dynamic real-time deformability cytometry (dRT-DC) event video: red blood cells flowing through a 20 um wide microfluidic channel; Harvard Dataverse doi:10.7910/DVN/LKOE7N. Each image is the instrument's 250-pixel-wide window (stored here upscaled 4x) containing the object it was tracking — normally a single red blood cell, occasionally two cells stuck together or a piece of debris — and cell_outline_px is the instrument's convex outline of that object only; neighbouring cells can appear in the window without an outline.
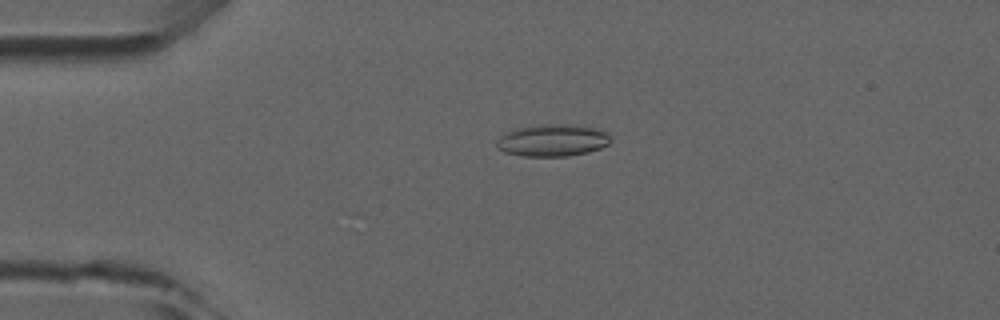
{"species": "common noctule bat (a hibernating species)", "species_latin": "Nyctalus noctula", "temperature_condition": "room temperature", "stored_images_in_passage": 8, "camera_frame_rate_fps": 3000, "um_per_image_px": 0.085, "animal": {"sex": "male", "forearm_length_mm": 52.5}, "frame": {"image": 1, "passage_image": 3, "time_ms": 3.0, "image_size_px": [1000, 320], "cell_outline_px": [[612, 140], [608, 144], [600, 148], [588, 152], [568, 156], [524, 156], [504, 152], [496, 148], [496, 140], [500, 136], [508, 132], [520, 128], [548, 124], [564, 124], [596, 128], [608, 132]], "centroid_in_image_um": [46.99, 11.94], "position_along_channel_um": 38.0, "area_um2": 21.15}}
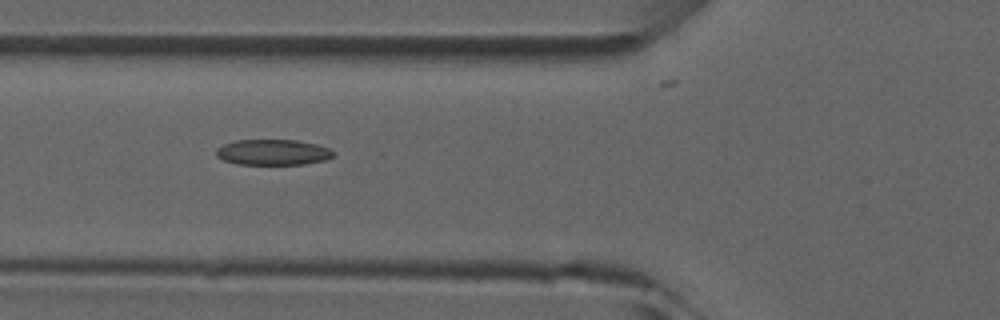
{"frame": {"image": 2, "passage_image": 5, "time_ms": 5.333, "image_size_px": [1000, 320], "cell_outline_px": [[332, 156], [324, 160], [304, 164], [236, 164], [224, 160], [216, 156], [216, 148], [224, 144], [236, 140], [296, 140], [316, 144], [328, 148], [332, 152]], "centroid_in_image_um": [23.15, 12.94], "position_along_channel_um": 102.7, "area_um2": 17.34}}
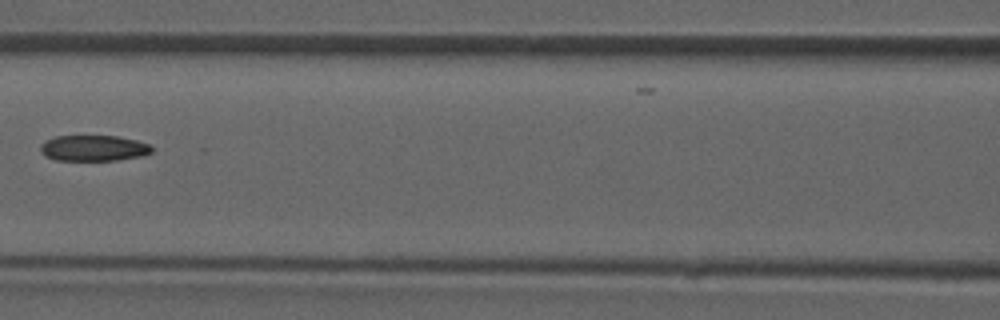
{"frame": {"image": 3, "passage_image": 6, "time_ms": 6.667, "image_size_px": [1000, 320], "cell_outline_px": [[152, 152], [144, 156], [116, 160], [56, 160], [44, 156], [40, 152], [40, 144], [44, 140], [56, 136], [116, 136], [136, 140], [148, 144], [152, 148]], "centroid_in_image_um": [7.92, 12.59], "position_along_channel_um": 158.7, "area_um2": 16.88}}